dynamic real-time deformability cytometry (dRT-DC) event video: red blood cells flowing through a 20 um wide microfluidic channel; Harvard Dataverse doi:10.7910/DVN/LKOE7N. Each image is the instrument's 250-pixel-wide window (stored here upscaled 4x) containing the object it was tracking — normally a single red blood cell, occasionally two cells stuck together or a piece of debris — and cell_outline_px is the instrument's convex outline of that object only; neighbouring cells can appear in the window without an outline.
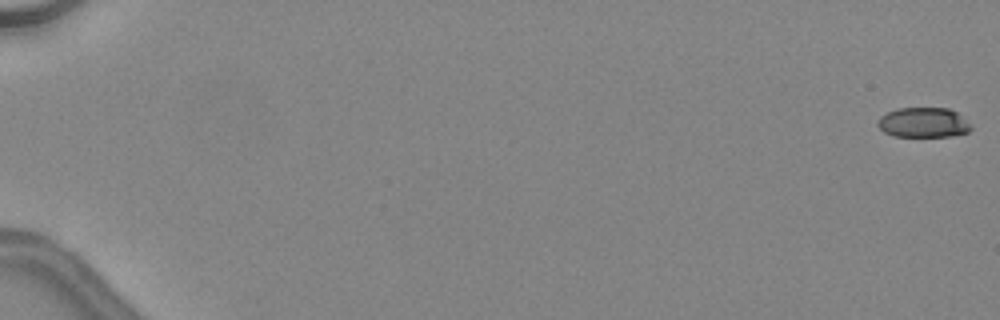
{"species": "common noctule bat (a hibernating species)", "species_latin": "Nyctalus noctula", "temperature_condition": "warm", "stored_images_in_passage": 10, "camera_frame_rate_fps": 3000, "um_per_image_px": 0.085, "animal": {"sex": "female", "body_mass_g": 24.6, "forearm_length_mm": 56.2}, "frame": {"image": 1, "passage_image": 1, "time_ms": 0.0, "image_size_px": [1000, 320], "cell_outline_px": [[972, 128], [968, 132], [952, 136], [892, 136], [884, 132], [876, 124], [880, 116], [896, 108], [948, 108], [956, 112]], "centroid_in_image_um": [78.44, 10.41], "position_along_channel_um": 6.6, "area_um2": 16.13}}